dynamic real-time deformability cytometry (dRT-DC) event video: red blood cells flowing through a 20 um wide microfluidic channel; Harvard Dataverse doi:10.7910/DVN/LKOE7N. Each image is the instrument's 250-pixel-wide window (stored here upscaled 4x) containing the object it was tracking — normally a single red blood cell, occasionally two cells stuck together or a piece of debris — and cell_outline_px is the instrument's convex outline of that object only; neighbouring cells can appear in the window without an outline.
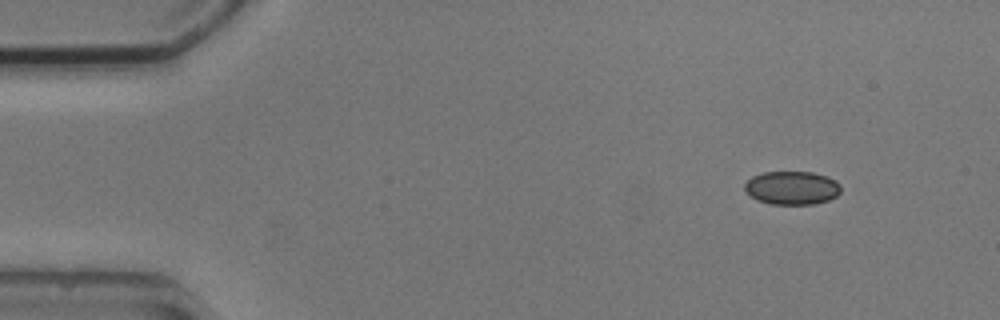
{"species": "common noctule bat (a hibernating species)", "species_latin": "Nyctalus noctula", "temperature_condition": "cold", "stored_images_in_passage": 2, "camera_frame_rate_fps": 3000, "um_per_image_px": 0.085, "animal": {"sex": "male", "body_mass_g": 20.5, "forearm_length_mm": 52.5}, "frame": {"image": 1, "passage_image": 2, "time_ms": 2.0, "image_size_px": [1000, 320], "cell_outline_px": [[840, 192], [836, 196], [828, 200], [812, 204], [772, 204], [756, 200], [744, 188], [744, 184], [752, 176], [764, 172], [812, 172], [828, 176], [836, 180], [840, 184]], "centroid_in_image_um": [67.33, 15.96], "position_along_channel_um": 17.7, "area_um2": 18.73}}